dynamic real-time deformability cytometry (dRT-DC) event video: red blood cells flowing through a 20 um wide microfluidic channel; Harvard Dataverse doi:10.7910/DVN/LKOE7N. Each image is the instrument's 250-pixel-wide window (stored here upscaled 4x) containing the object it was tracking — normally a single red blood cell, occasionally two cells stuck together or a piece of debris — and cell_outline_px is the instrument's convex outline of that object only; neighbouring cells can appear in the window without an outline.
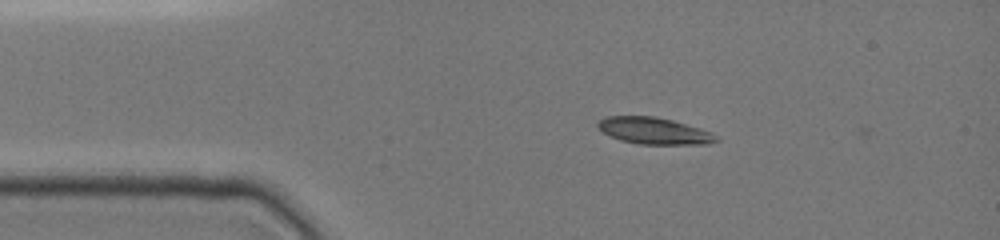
{"species": "common noctule bat (a hibernating species)", "species_latin": "Nyctalus noctula", "temperature_condition": "cold", "stored_images_in_passage": 2, "camera_frame_rate_fps": 3000, "um_per_image_px": 0.085, "animal": {"sex": "female", "body_mass_g": 19.0, "forearm_length_mm": 51.5}, "frame": {"image": 1, "passage_image": 1, "time_ms": 0.0, "image_size_px": [1000, 240], "cell_outline_px": [[720, 140], [708, 144], [640, 144], [620, 140], [604, 132], [596, 124], [600, 120], [608, 116], [656, 116], [672, 120], [700, 128], [712, 132]], "centroid_in_image_um": [55.63, 11.12], "position_along_channel_um": 29.4, "area_um2": 18.26}}